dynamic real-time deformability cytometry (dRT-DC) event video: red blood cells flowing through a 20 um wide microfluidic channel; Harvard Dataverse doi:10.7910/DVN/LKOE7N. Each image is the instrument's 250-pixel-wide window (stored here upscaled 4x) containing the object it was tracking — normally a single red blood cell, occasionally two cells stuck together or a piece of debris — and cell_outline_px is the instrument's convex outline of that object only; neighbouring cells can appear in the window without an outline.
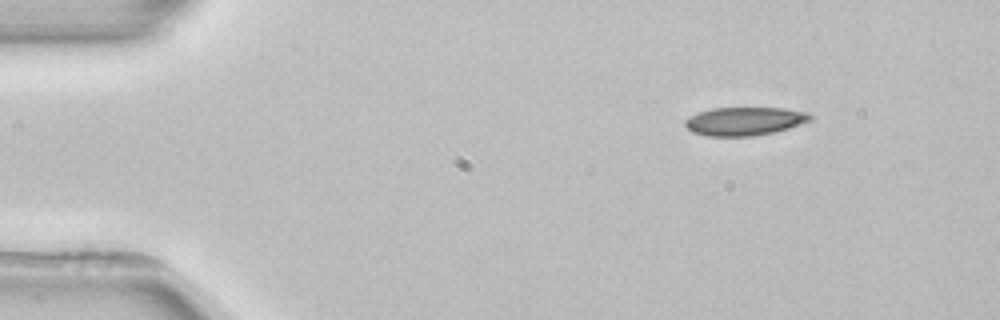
{"species": "common noctule bat (a hibernating species)", "species_latin": "Nyctalus noctula", "temperature_condition": "room temperature", "stored_images_in_passage": 2, "camera_frame_rate_fps": 3000, "um_per_image_px": 0.085, "animal": {"sex": "female", "body_mass_g": 22.7, "forearm_length_mm": 54.2}, "frame": {"image": 1, "passage_image": 1, "time_ms": 0.0, "image_size_px": [1000, 320], "cell_outline_px": [[816, 116], [812, 120], [788, 128], [772, 132], [752, 136], [708, 136], [692, 132], [684, 124], [684, 120], [688, 116], [712, 108], [784, 108], [808, 112]], "centroid_in_image_um": [63.31, 10.29], "position_along_channel_um": 21.7, "area_um2": 20.75}}
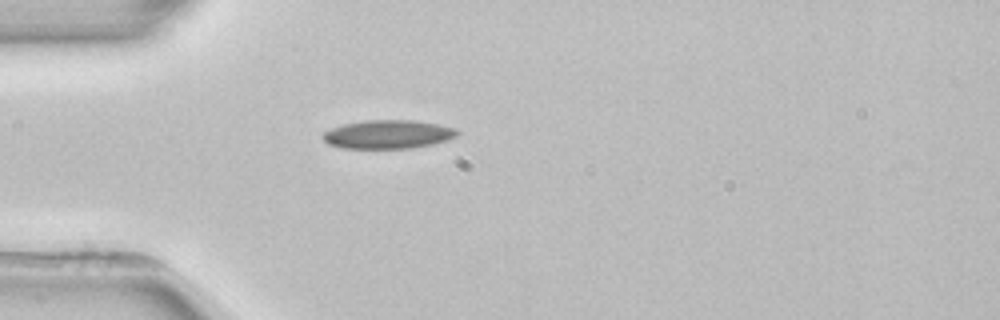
{"frame": {"image": 2, "passage_image": 2, "time_ms": 2.667, "image_size_px": [1000, 320], "cell_outline_px": [[460, 132], [456, 136], [448, 140], [432, 144], [412, 148], [344, 148], [328, 144], [320, 136], [324, 132], [332, 128], [344, 124], [364, 120], [412, 120], [436, 124], [456, 128]], "centroid_in_image_um": [32.98, 11.42], "position_along_channel_um": 52.0, "area_um2": 22.37}}